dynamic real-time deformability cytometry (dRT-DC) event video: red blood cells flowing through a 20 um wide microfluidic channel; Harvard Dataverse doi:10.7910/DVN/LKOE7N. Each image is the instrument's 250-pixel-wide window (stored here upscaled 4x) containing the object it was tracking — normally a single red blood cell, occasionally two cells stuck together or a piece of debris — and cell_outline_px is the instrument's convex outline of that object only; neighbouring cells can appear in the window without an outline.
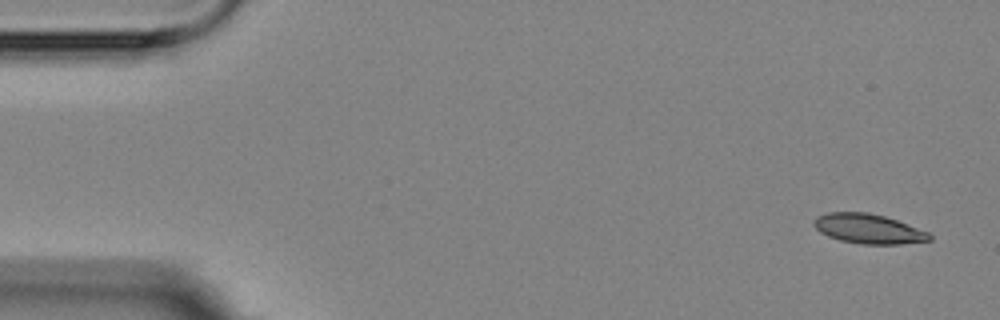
{"species": "Egyptian fruit bat (a non-hibernating species)", "species_latin": "Rousettus aegyptiacus", "temperature_condition": "room temperature", "stored_images_in_passage": 5, "camera_frame_rate_fps": 3000, "um_per_image_px": 0.085, "animal": {"sex": "female"}, "frame": {"image": 1, "passage_image": 1, "time_ms": 0.0, "image_size_px": [1000, 320], "cell_outline_px": [[932, 240], [900, 244], [860, 244], [840, 240], [828, 236], [820, 232], [812, 224], [812, 220], [816, 216], [828, 212], [868, 212], [884, 216], [908, 224], [928, 232], [932, 236]], "centroid_in_image_um": [73.78, 19.44], "position_along_channel_um": 11.2, "area_um2": 20.06}}
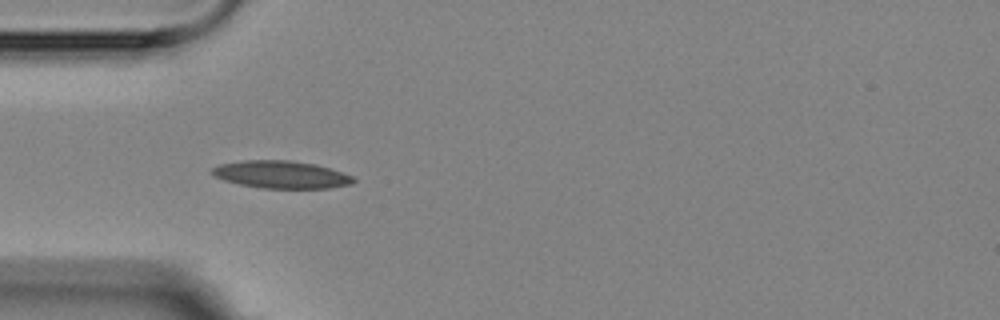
{"frame": {"image": 2, "passage_image": 4, "time_ms": 4.667, "image_size_px": [1000, 320], "cell_outline_px": [[356, 180], [352, 184], [328, 188], [260, 188], [240, 184], [224, 180], [208, 172], [212, 168], [220, 164], [244, 160], [292, 160], [316, 164], [352, 176]], "centroid_in_image_um": [23.88, 14.83], "position_along_channel_um": 61.1, "area_um2": 22.6}}
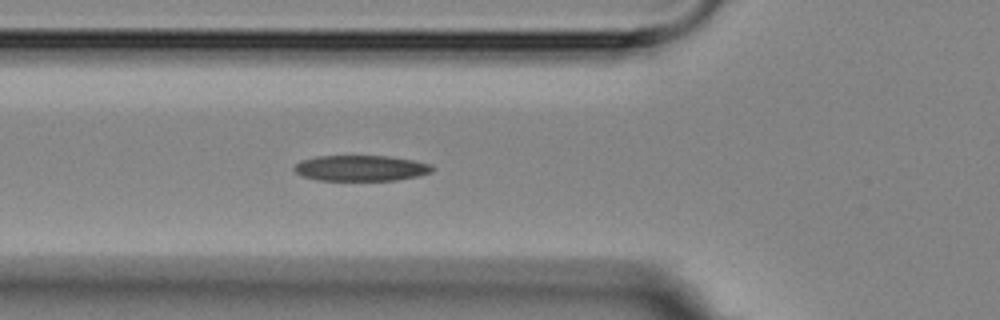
{"frame": {"image": 3, "passage_image": 5, "time_ms": 5.667, "image_size_px": [1000, 320], "cell_outline_px": [[436, 168], [432, 172], [416, 176], [396, 180], [316, 180], [300, 176], [292, 168], [300, 160], [316, 156], [392, 156], [432, 164]], "centroid_in_image_um": [30.66, 14.29], "position_along_channel_um": 95.1, "area_um2": 20.87}}